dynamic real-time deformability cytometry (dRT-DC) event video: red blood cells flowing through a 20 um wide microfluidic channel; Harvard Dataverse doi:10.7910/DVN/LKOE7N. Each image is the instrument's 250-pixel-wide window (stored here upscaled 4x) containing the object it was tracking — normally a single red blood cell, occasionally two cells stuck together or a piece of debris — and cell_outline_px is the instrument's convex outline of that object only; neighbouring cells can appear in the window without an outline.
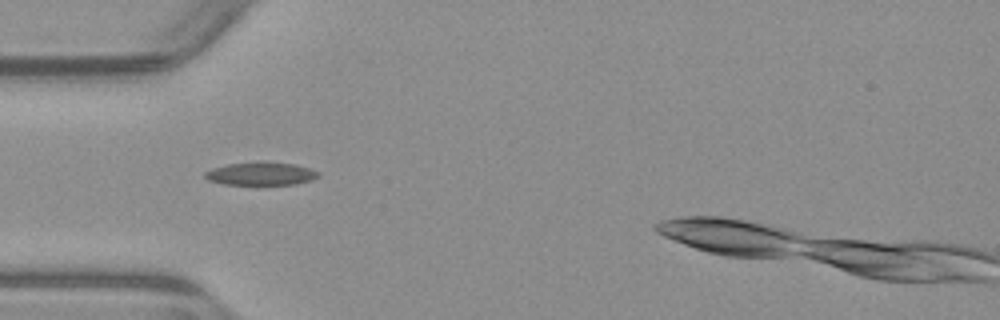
{"species": "common noctule bat (a hibernating species)", "species_latin": "Nyctalus noctula", "temperature_condition": "warm", "stored_images_in_passage": 34, "camera_frame_rate_fps": 3000, "um_per_image_px": 0.085, "animal": {"sex": "male", "body_mass_g": 23.1, "forearm_length_mm": 52.7}, "frame": {"image": 1, "passage_image": 2, "time_ms": 0.333, "image_size_px": [1000, 320], "cell_outline_px": [[320, 176], [312, 180], [296, 184], [224, 184], [208, 180], [204, 176], [204, 172], [212, 168], [228, 164], [292, 164], [308, 168], [320, 172]], "centroid_in_image_um": [22.18, 14.8], "position_along_channel_um": 62.8, "area_um2": 14.45}}
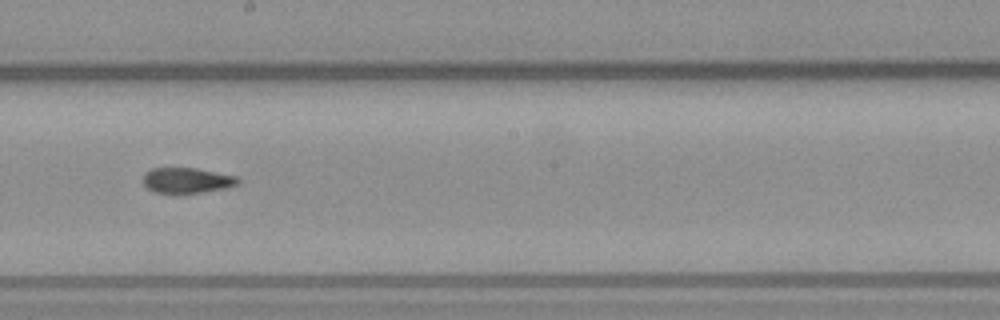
{"frame": {"image": 2, "passage_image": 15, "time_ms": 4.667, "image_size_px": [1000, 320], "cell_outline_px": [[240, 184], [228, 188], [200, 192], [156, 192], [148, 188], [144, 184], [144, 176], [152, 168], [196, 168], [240, 176]], "centroid_in_image_um": [16.0, 15.31], "position_along_channel_um": 232.2, "area_um2": 13.93}}
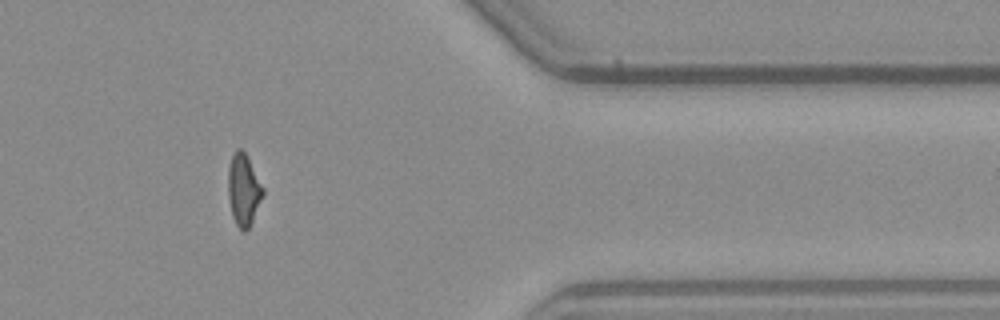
{"frame": {"image": 3, "passage_image": 29, "time_ms": 9.333, "image_size_px": [1000, 320], "cell_outline_px": [[264, 192], [252, 220], [248, 228], [244, 232], [236, 224], [232, 216], [228, 196], [228, 168], [232, 156], [236, 148], [240, 148], [244, 152], [264, 188]], "centroid_in_image_um": [20.68, 16.12], "position_along_channel_um": 390.7, "area_um2": 14.22}}